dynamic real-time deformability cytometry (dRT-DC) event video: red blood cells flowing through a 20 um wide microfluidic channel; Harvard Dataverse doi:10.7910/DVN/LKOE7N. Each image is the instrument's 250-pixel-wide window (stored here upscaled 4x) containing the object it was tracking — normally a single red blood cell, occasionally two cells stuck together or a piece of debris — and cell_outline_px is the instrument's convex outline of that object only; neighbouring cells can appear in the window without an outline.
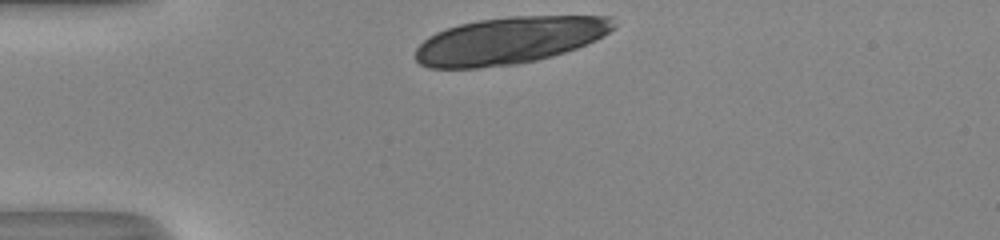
{"species": "human", "species_latin": "Homo sapiens", "temperature_condition": "room temperature", "stored_images_in_passage": 11, "camera_frame_rate_fps": 3000, "um_per_image_px": 0.085, "donor": {"sex": "male"}, "frame": {"image": 1, "passage_image": 1, "time_ms": 0.0, "image_size_px": [1000, 240], "cell_outline_px": [[616, 24], [604, 36], [596, 40], [576, 48], [552, 56], [536, 60], [516, 64], [480, 68], [428, 68], [420, 64], [412, 56], [416, 48], [428, 36], [436, 32], [460, 24], [480, 20], [508, 16], [612, 16]], "centroid_in_image_um": [43.27, 3.44], "position_along_channel_um": 41.7, "area_um2": 54.45}}